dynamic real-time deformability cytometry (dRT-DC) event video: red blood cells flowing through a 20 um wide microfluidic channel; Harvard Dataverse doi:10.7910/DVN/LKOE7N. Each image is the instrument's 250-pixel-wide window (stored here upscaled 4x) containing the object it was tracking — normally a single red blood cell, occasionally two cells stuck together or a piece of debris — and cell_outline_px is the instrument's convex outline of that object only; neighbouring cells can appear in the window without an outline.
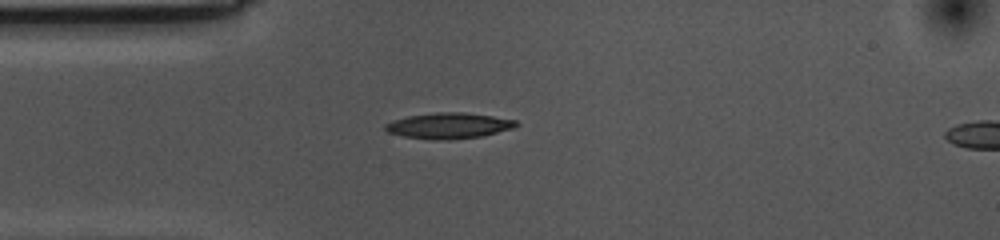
{"species": "common noctule bat (a hibernating species)", "species_latin": "Nyctalus noctula", "temperature_condition": "cold", "stored_images_in_passage": 44, "camera_frame_rate_fps": 3000, "um_per_image_px": 0.085, "animal": {"sex": "female", "body_mass_g": 10.0, "forearm_length_mm": 53.1}, "frame": {"image": 1, "passage_image": 1, "time_ms": 0.0, "image_size_px": [1000, 240], "cell_outline_px": [[520, 124], [516, 128], [484, 136], [448, 140], [432, 140], [404, 136], [388, 132], [384, 128], [384, 124], [392, 120], [408, 116], [436, 112], [464, 112], [492, 116], [516, 120]], "centroid_in_image_um": [38.18, 10.69], "position_along_channel_um": 46.8, "area_um2": 19.94}}
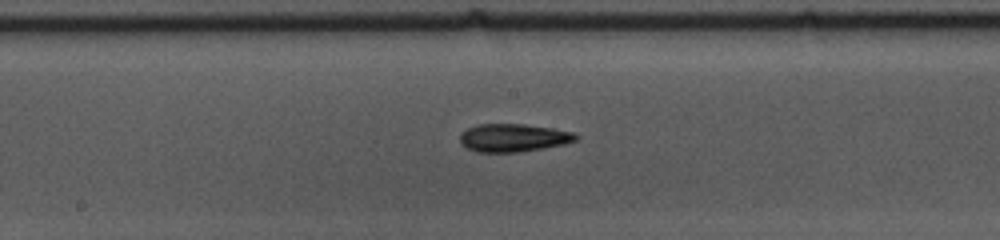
{"frame": {"image": 2, "passage_image": 15, "time_ms": 4.667, "image_size_px": [1000, 240], "cell_outline_px": [[580, 136], [576, 140], [564, 144], [516, 152], [476, 152], [464, 148], [460, 144], [460, 136], [468, 128], [476, 124], [524, 124], [552, 128], [576, 132]], "centroid_in_image_um": [43.63, 11.71], "position_along_channel_um": 204.6, "area_um2": 18.96}}
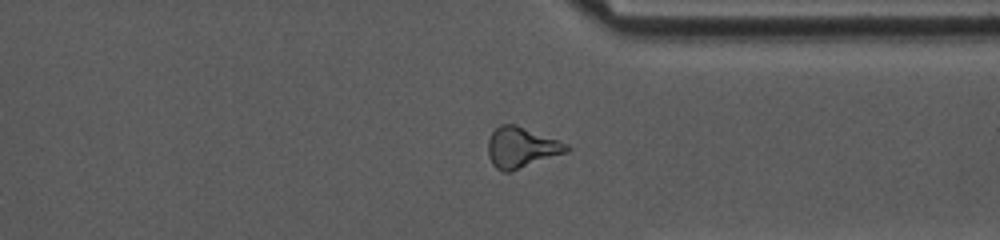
{"frame": {"image": 3, "passage_image": 29, "time_ms": 9.333, "image_size_px": [1000, 240], "cell_outline_px": [[572, 148], [568, 152], [512, 172], [504, 172], [496, 168], [492, 164], [488, 156], [488, 140], [492, 132], [500, 124], [516, 124], [568, 144]], "centroid_in_image_um": [44.32, 12.55], "position_along_channel_um": 367.1, "area_um2": 18.84}, "authors_computed_cell_mechanics": {"area_um2": 18.7272, "velocity_mm_per_s": 3.5508, "shape_relaxation_time_tau1_ms": 6.0368, "shape_relaxation_time_tau2_ms": 6.6357, "deformation_change_tau1": 0.1568, "deformation_change_tau2": 0.1749}}